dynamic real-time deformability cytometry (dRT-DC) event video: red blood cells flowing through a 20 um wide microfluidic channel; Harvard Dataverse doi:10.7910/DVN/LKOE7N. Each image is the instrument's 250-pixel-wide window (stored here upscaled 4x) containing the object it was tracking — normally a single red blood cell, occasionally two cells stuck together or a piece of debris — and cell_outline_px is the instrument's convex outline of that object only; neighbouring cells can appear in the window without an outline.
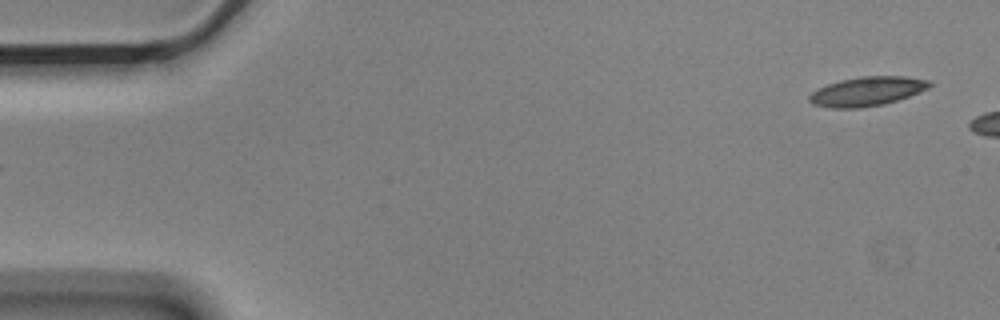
{"species": "Egyptian fruit bat (a non-hibernating species)", "species_latin": "Rousettus aegyptiacus", "temperature_condition": "cold", "stored_images_in_passage": 6, "segment_of_instrument_passage": [2, 2], "camera_frame_rate_fps": 3000, "um_per_image_px": 0.085, "animal": {"sex": "male"}, "frame": {"image": 1, "passage_image": 6, "time_ms": 1.667, "image_size_px": [1000, 320], "cell_outline_px": [[932, 84], [928, 88], [908, 96], [884, 104], [860, 108], [828, 108], [812, 104], [808, 100], [808, 96], [812, 92], [828, 84], [840, 80], [860, 76], [904, 76], [932, 80]], "centroid_in_image_um": [73.69, 7.76], "position_along_channel_um": 11.3, "area_um2": 20.46}}